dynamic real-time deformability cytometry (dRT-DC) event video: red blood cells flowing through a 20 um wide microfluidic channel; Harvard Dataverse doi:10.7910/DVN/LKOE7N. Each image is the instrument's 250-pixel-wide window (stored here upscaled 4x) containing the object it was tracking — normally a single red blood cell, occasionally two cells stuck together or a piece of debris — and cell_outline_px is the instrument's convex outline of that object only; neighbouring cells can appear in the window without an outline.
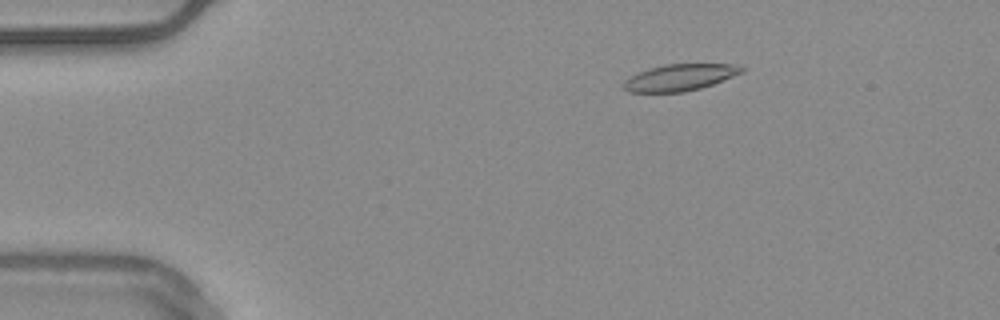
{"species": "common noctule bat (a hibernating species)", "species_latin": "Nyctalus noctula", "temperature_condition": "warm", "stored_images_in_passage": 55, "camera_frame_rate_fps": 3000, "um_per_image_px": 0.085, "animal": {"sex": "male", "body_mass_g": 20.4}, "frame": {"image": 1, "passage_image": 10, "time_ms": 3.0, "image_size_px": [1000, 320], "cell_outline_px": [[748, 68], [744, 72], [712, 84], [700, 88], [684, 92], [628, 92], [620, 84], [624, 80], [648, 68], [664, 64], [740, 64]], "centroid_in_image_um": [57.82, 6.57], "position_along_channel_um": 27.2, "area_um2": 18.44}}
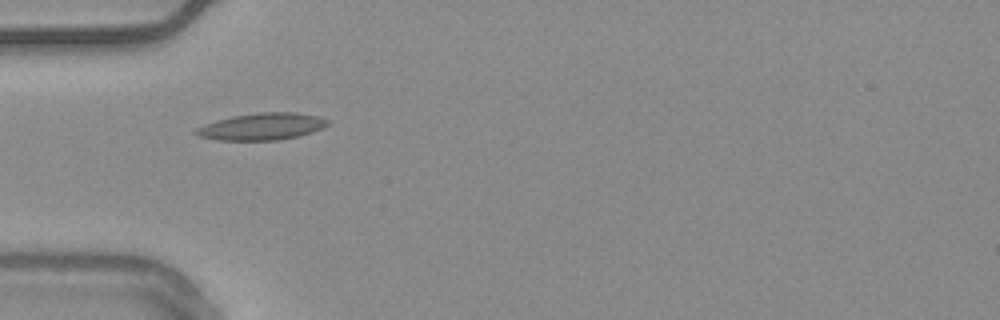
{"frame": {"image": 2, "passage_image": 18, "time_ms": 5.667, "image_size_px": [1000, 320], "cell_outline_px": [[332, 124], [324, 128], [300, 136], [276, 140], [220, 140], [200, 136], [192, 132], [196, 128], [204, 124], [216, 120], [232, 116], [260, 112], [296, 112], [320, 116], [332, 120]], "centroid_in_image_um": [22.34, 10.74], "position_along_channel_um": 62.7, "area_um2": 20.98}}
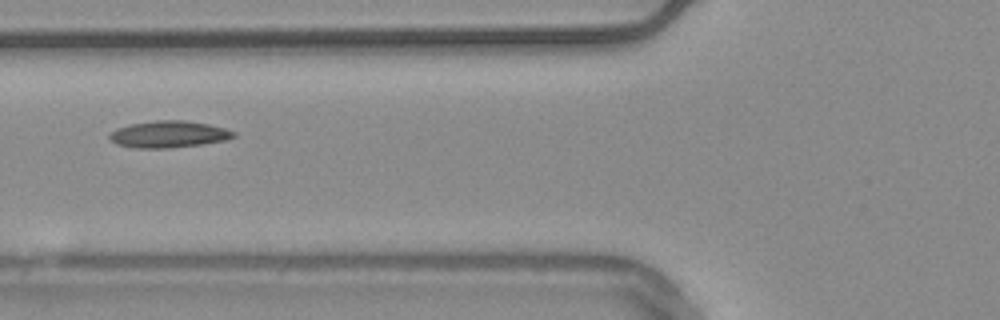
{"frame": {"image": 3, "passage_image": 22, "time_ms": 7.0, "image_size_px": [1000, 320], "cell_outline_px": [[236, 136], [224, 140], [200, 144], [168, 148], [132, 148], [116, 144], [108, 136], [116, 128], [128, 124], [156, 120], [184, 120], [208, 124], [224, 128], [236, 132]], "centroid_in_image_um": [14.31, 11.41], "position_along_channel_um": 111.5, "area_um2": 19.31}, "authors_computed_cell_mechanics": {"area_um2": 18.496, "velocity_mm_per_s": 3.7546, "shape_relaxation_time_tau1_ms": 5.9633, "shape_relaxation_time_tau2_ms": 3.2711, "deformation_change_tau1": 0.1452, "deformation_change_tau2": 0.0952}}